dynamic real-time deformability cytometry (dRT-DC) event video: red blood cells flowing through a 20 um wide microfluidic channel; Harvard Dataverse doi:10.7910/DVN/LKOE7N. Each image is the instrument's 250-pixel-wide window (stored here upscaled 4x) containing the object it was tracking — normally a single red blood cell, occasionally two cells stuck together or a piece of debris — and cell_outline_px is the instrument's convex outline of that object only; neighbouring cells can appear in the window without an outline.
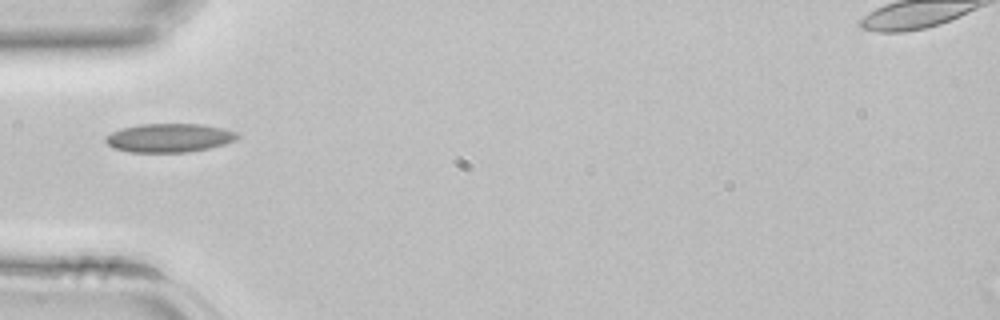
{"species": "common noctule bat (a hibernating species)", "species_latin": "Nyctalus noctula", "temperature_condition": "room temperature", "stored_images_in_passage": 25, "camera_frame_rate_fps": 3000, "um_per_image_px": 0.085, "animal": {"sex": "female", "body_mass_g": 22.7, "forearm_length_mm": 54.2}, "frame": {"image": 1, "passage_image": 1, "time_ms": 0.0, "image_size_px": [1000, 320], "cell_outline_px": [[240, 136], [236, 140], [224, 144], [208, 148], [188, 152], [128, 152], [112, 148], [104, 140], [104, 136], [120, 128], [140, 124], [200, 124], [220, 128], [236, 132]], "centroid_in_image_um": [14.33, 11.72], "position_along_channel_um": 70.7, "area_um2": 22.08}}
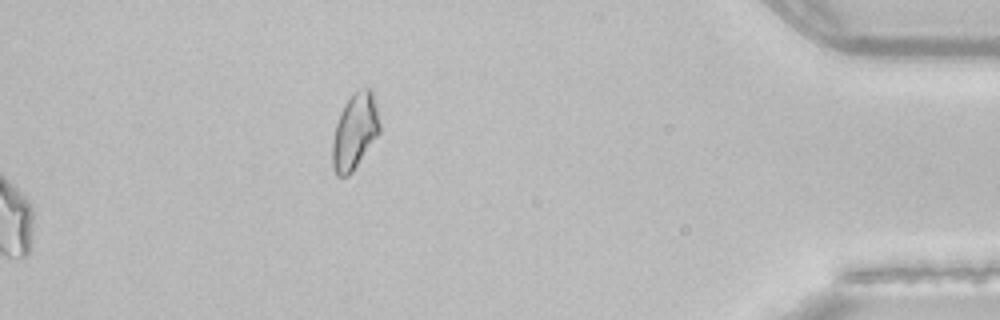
{"frame": {"image": 2, "passage_image": 25, "time_ms": 8.0, "image_size_px": [1000, 320], "cell_outline_px": [[380, 132], [352, 172], [348, 176], [336, 176], [332, 168], [332, 140], [336, 124], [340, 112], [344, 104], [356, 92], [364, 88], [372, 88], [380, 124]], "centroid_in_image_um": [30.14, 11.2], "position_along_channel_um": 405.1, "area_um2": 20.75}}